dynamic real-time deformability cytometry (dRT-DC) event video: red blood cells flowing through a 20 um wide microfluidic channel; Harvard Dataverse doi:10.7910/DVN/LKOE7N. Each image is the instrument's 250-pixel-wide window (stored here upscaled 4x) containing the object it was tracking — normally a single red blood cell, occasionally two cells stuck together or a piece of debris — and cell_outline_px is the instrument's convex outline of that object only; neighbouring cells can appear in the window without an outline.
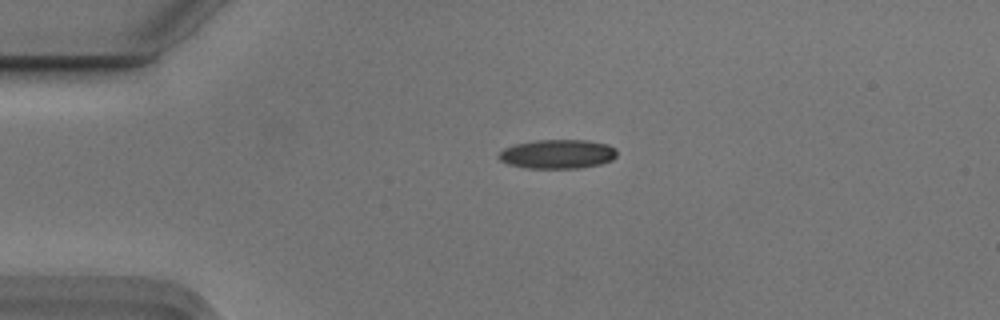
{"species": "Egyptian fruit bat (a non-hibernating species)", "species_latin": "Rousettus aegyptiacus", "temperature_condition": "cold", "stored_images_in_passage": 43, "camera_frame_rate_fps": 3000, "um_per_image_px": 0.085, "animal": {"sex": "male"}, "frame": {"image": 1, "passage_image": 1, "time_ms": 0.0, "image_size_px": [1000, 320], "cell_outline_px": [[616, 156], [612, 160], [600, 164], [576, 168], [528, 168], [508, 164], [500, 160], [496, 156], [504, 148], [516, 144], [536, 140], [588, 140], [608, 144], [616, 148]], "centroid_in_image_um": [47.39, 13.09], "position_along_channel_um": 37.6, "area_um2": 20.06}}
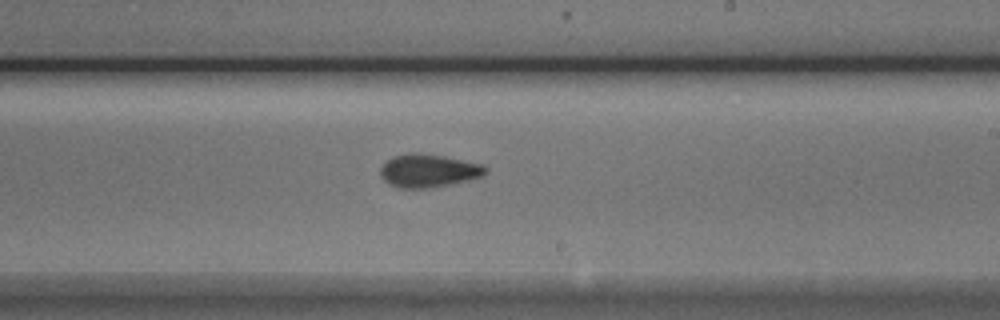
{"frame": {"image": 2, "passage_image": 21, "time_ms": 6.667, "image_size_px": [1000, 320], "cell_outline_px": [[488, 168], [480, 176], [468, 180], [428, 188], [400, 188], [388, 184], [380, 176], [380, 168], [392, 156], [408, 152], [416, 152], [444, 156], [480, 164]], "centroid_in_image_um": [36.34, 14.5], "position_along_channel_um": 252.7, "area_um2": 20.11}}
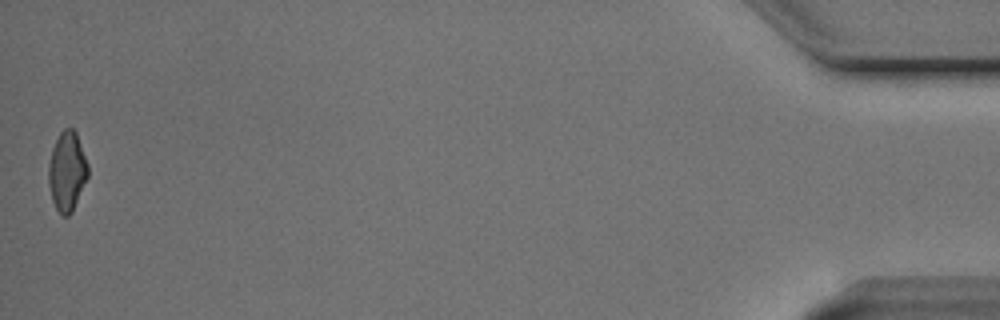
{"frame": {"image": 3, "passage_image": 43, "time_ms": 14.0, "image_size_px": [1000, 320], "cell_outline_px": [[88, 176], [72, 212], [68, 216], [64, 216], [56, 208], [52, 200], [48, 180], [48, 164], [52, 148], [60, 132], [64, 128], [72, 128], [76, 132], [88, 164]], "centroid_in_image_um": [5.69, 14.55], "position_along_channel_um": 429.5, "area_um2": 18.15}, "authors_computed_cell_mechanics": {"area_um2": 19.3052, "velocity_mm_per_s": 3.7376, "shape_relaxation_time_tau1_ms": 4.6535, "shape_relaxation_time_tau2_ms": 3.6907, "deformation_change_tau1": 0.1225, "deformation_change_tau2": 0.111}}